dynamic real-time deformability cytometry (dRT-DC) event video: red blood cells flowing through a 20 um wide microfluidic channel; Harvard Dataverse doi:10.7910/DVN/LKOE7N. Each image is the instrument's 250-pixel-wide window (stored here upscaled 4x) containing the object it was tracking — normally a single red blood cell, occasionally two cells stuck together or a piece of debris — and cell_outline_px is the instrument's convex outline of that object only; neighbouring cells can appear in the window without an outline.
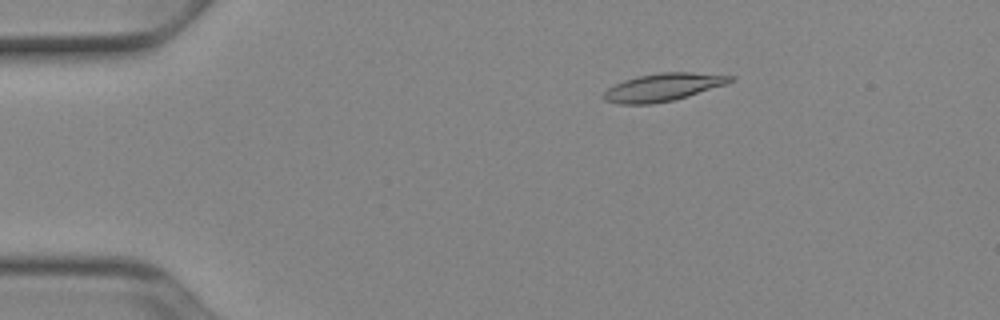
{"species": "Egyptian fruit bat (a non-hibernating species)", "species_latin": "Rousettus aegyptiacus", "temperature_condition": "cold", "stored_images_in_passage": 53, "camera_frame_rate_fps": 3000, "um_per_image_px": 0.085, "animal": {"sex": "female"}, "frame": {"image": 1, "passage_image": 10, "time_ms": 3.0, "image_size_px": [1000, 320], "cell_outline_px": [[736, 80], [728, 84], [688, 96], [672, 100], [652, 104], [620, 104], [604, 100], [600, 96], [608, 88], [624, 80], [640, 76], [660, 72], [692, 72], [736, 76]], "centroid_in_image_um": [56.4, 7.41], "position_along_channel_um": 28.6, "area_um2": 20.58}}
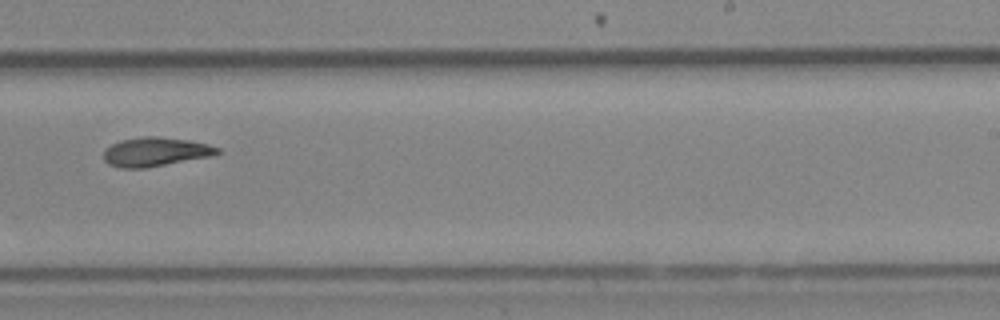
{"frame": {"image": 2, "passage_image": 34, "time_ms": 11.0, "image_size_px": [1000, 320], "cell_outline_px": [[220, 152], [216, 156], [148, 168], [120, 168], [108, 164], [104, 160], [104, 148], [120, 140], [144, 136], [156, 136], [188, 140], [208, 144], [220, 148]], "centroid_in_image_um": [13.24, 12.92], "position_along_channel_um": 275.8, "area_um2": 19.65}}
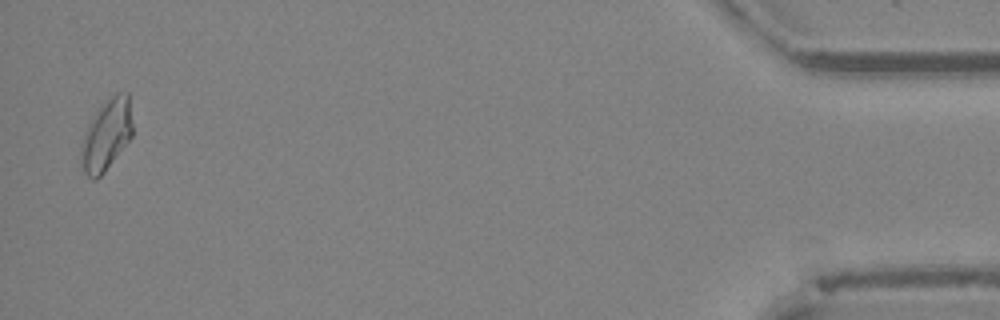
{"frame": {"image": 3, "passage_image": 52, "time_ms": 17.0, "image_size_px": [1000, 320], "cell_outline_px": [[132, 136], [104, 172], [96, 180], [92, 180], [84, 172], [80, 156], [80, 144], [88, 124], [92, 116], [100, 104], [104, 100], [116, 92], [128, 92], [132, 124]], "centroid_in_image_um": [9.03, 11.44], "position_along_channel_um": 426.2, "area_um2": 21.5}, "authors_computed_cell_mechanics": {"area_um2": 19.5942, "velocity_mm_per_s": 3.8941, "shape_relaxation_time_tau1_ms": 9.2098, "shape_relaxation_time_tau2_ms": 4.873, "deformation_change_tau1": 0.2135, "deformation_change_tau2": 0.1082}}